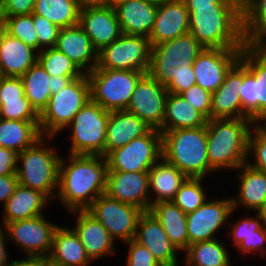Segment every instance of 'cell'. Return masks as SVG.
<instances>
[{
  "instance_id": "obj_1",
  "label": "cell",
  "mask_w": 266,
  "mask_h": 266,
  "mask_svg": "<svg viewBox=\"0 0 266 266\" xmlns=\"http://www.w3.org/2000/svg\"><path fill=\"white\" fill-rule=\"evenodd\" d=\"M68 164L61 157L56 198L63 201L69 211L86 210L97 197L105 194L106 158L70 154Z\"/></svg>"
},
{
  "instance_id": "obj_2",
  "label": "cell",
  "mask_w": 266,
  "mask_h": 266,
  "mask_svg": "<svg viewBox=\"0 0 266 266\" xmlns=\"http://www.w3.org/2000/svg\"><path fill=\"white\" fill-rule=\"evenodd\" d=\"M204 47L190 33L151 47L148 73L166 87L168 93L180 95L196 85L192 63Z\"/></svg>"
},
{
  "instance_id": "obj_3",
  "label": "cell",
  "mask_w": 266,
  "mask_h": 266,
  "mask_svg": "<svg viewBox=\"0 0 266 266\" xmlns=\"http://www.w3.org/2000/svg\"><path fill=\"white\" fill-rule=\"evenodd\" d=\"M189 32L204 48L243 49L242 3H212L186 7Z\"/></svg>"
},
{
  "instance_id": "obj_4",
  "label": "cell",
  "mask_w": 266,
  "mask_h": 266,
  "mask_svg": "<svg viewBox=\"0 0 266 266\" xmlns=\"http://www.w3.org/2000/svg\"><path fill=\"white\" fill-rule=\"evenodd\" d=\"M255 123L248 118L210 119L206 123L209 165L238 169L248 159L250 127Z\"/></svg>"
},
{
  "instance_id": "obj_5",
  "label": "cell",
  "mask_w": 266,
  "mask_h": 266,
  "mask_svg": "<svg viewBox=\"0 0 266 266\" xmlns=\"http://www.w3.org/2000/svg\"><path fill=\"white\" fill-rule=\"evenodd\" d=\"M162 133V157L187 177L204 178L215 170L209 165L206 126Z\"/></svg>"
},
{
  "instance_id": "obj_6",
  "label": "cell",
  "mask_w": 266,
  "mask_h": 266,
  "mask_svg": "<svg viewBox=\"0 0 266 266\" xmlns=\"http://www.w3.org/2000/svg\"><path fill=\"white\" fill-rule=\"evenodd\" d=\"M44 139L42 136L32 146L17 154L15 174L18 184L41 191L50 200L51 197H56L52 192L55 188L58 189L61 156L51 147H43ZM19 161L21 166H18Z\"/></svg>"
},
{
  "instance_id": "obj_7",
  "label": "cell",
  "mask_w": 266,
  "mask_h": 266,
  "mask_svg": "<svg viewBox=\"0 0 266 266\" xmlns=\"http://www.w3.org/2000/svg\"><path fill=\"white\" fill-rule=\"evenodd\" d=\"M239 61L243 64L239 92L242 118L259 122L266 117V55L254 44H247L241 50Z\"/></svg>"
},
{
  "instance_id": "obj_8",
  "label": "cell",
  "mask_w": 266,
  "mask_h": 266,
  "mask_svg": "<svg viewBox=\"0 0 266 266\" xmlns=\"http://www.w3.org/2000/svg\"><path fill=\"white\" fill-rule=\"evenodd\" d=\"M144 72L95 68L86 74L90 99L104 110H126L139 79Z\"/></svg>"
},
{
  "instance_id": "obj_9",
  "label": "cell",
  "mask_w": 266,
  "mask_h": 266,
  "mask_svg": "<svg viewBox=\"0 0 266 266\" xmlns=\"http://www.w3.org/2000/svg\"><path fill=\"white\" fill-rule=\"evenodd\" d=\"M88 100H90V85L87 75L84 74L51 95L47 106L39 114L41 135L47 134L52 138L67 127Z\"/></svg>"
},
{
  "instance_id": "obj_10",
  "label": "cell",
  "mask_w": 266,
  "mask_h": 266,
  "mask_svg": "<svg viewBox=\"0 0 266 266\" xmlns=\"http://www.w3.org/2000/svg\"><path fill=\"white\" fill-rule=\"evenodd\" d=\"M110 111L91 99L75 114L72 130V155H102L105 157L106 128Z\"/></svg>"
},
{
  "instance_id": "obj_11",
  "label": "cell",
  "mask_w": 266,
  "mask_h": 266,
  "mask_svg": "<svg viewBox=\"0 0 266 266\" xmlns=\"http://www.w3.org/2000/svg\"><path fill=\"white\" fill-rule=\"evenodd\" d=\"M105 158L107 171L148 172L162 158V133L152 128L147 134L111 151Z\"/></svg>"
},
{
  "instance_id": "obj_12",
  "label": "cell",
  "mask_w": 266,
  "mask_h": 266,
  "mask_svg": "<svg viewBox=\"0 0 266 266\" xmlns=\"http://www.w3.org/2000/svg\"><path fill=\"white\" fill-rule=\"evenodd\" d=\"M151 47L147 37L122 34L98 52L96 68L134 70L146 74L150 68Z\"/></svg>"
},
{
  "instance_id": "obj_13",
  "label": "cell",
  "mask_w": 266,
  "mask_h": 266,
  "mask_svg": "<svg viewBox=\"0 0 266 266\" xmlns=\"http://www.w3.org/2000/svg\"><path fill=\"white\" fill-rule=\"evenodd\" d=\"M109 232L110 236L127 242L134 240L137 223L143 210L135 205L112 199L106 194L97 197L86 209Z\"/></svg>"
},
{
  "instance_id": "obj_14",
  "label": "cell",
  "mask_w": 266,
  "mask_h": 266,
  "mask_svg": "<svg viewBox=\"0 0 266 266\" xmlns=\"http://www.w3.org/2000/svg\"><path fill=\"white\" fill-rule=\"evenodd\" d=\"M58 225L49 222L44 215L6 223L8 238L16 242L30 258L50 255L53 235Z\"/></svg>"
},
{
  "instance_id": "obj_15",
  "label": "cell",
  "mask_w": 266,
  "mask_h": 266,
  "mask_svg": "<svg viewBox=\"0 0 266 266\" xmlns=\"http://www.w3.org/2000/svg\"><path fill=\"white\" fill-rule=\"evenodd\" d=\"M167 95L166 87L146 73L139 79L126 110L162 132Z\"/></svg>"
},
{
  "instance_id": "obj_16",
  "label": "cell",
  "mask_w": 266,
  "mask_h": 266,
  "mask_svg": "<svg viewBox=\"0 0 266 266\" xmlns=\"http://www.w3.org/2000/svg\"><path fill=\"white\" fill-rule=\"evenodd\" d=\"M242 49L204 48L192 63L196 85L214 93L230 68L239 60Z\"/></svg>"
},
{
  "instance_id": "obj_17",
  "label": "cell",
  "mask_w": 266,
  "mask_h": 266,
  "mask_svg": "<svg viewBox=\"0 0 266 266\" xmlns=\"http://www.w3.org/2000/svg\"><path fill=\"white\" fill-rule=\"evenodd\" d=\"M105 194L144 212L151 207L148 172L107 171Z\"/></svg>"
},
{
  "instance_id": "obj_18",
  "label": "cell",
  "mask_w": 266,
  "mask_h": 266,
  "mask_svg": "<svg viewBox=\"0 0 266 266\" xmlns=\"http://www.w3.org/2000/svg\"><path fill=\"white\" fill-rule=\"evenodd\" d=\"M78 25L89 36L93 47L101 51L122 35L114 7H81Z\"/></svg>"
},
{
  "instance_id": "obj_19",
  "label": "cell",
  "mask_w": 266,
  "mask_h": 266,
  "mask_svg": "<svg viewBox=\"0 0 266 266\" xmlns=\"http://www.w3.org/2000/svg\"><path fill=\"white\" fill-rule=\"evenodd\" d=\"M234 211L232 199L208 201L195 211L186 214L189 245L199 241H208L214 238L230 214Z\"/></svg>"
},
{
  "instance_id": "obj_20",
  "label": "cell",
  "mask_w": 266,
  "mask_h": 266,
  "mask_svg": "<svg viewBox=\"0 0 266 266\" xmlns=\"http://www.w3.org/2000/svg\"><path fill=\"white\" fill-rule=\"evenodd\" d=\"M147 248L161 266H178L176 251L159 221L149 212H143L137 223L134 239Z\"/></svg>"
},
{
  "instance_id": "obj_21",
  "label": "cell",
  "mask_w": 266,
  "mask_h": 266,
  "mask_svg": "<svg viewBox=\"0 0 266 266\" xmlns=\"http://www.w3.org/2000/svg\"><path fill=\"white\" fill-rule=\"evenodd\" d=\"M189 32V12L183 0H163L158 9L152 32L151 46Z\"/></svg>"
},
{
  "instance_id": "obj_22",
  "label": "cell",
  "mask_w": 266,
  "mask_h": 266,
  "mask_svg": "<svg viewBox=\"0 0 266 266\" xmlns=\"http://www.w3.org/2000/svg\"><path fill=\"white\" fill-rule=\"evenodd\" d=\"M243 82V64L238 60L227 72L222 85L212 93L211 119L242 118L239 97Z\"/></svg>"
},
{
  "instance_id": "obj_23",
  "label": "cell",
  "mask_w": 266,
  "mask_h": 266,
  "mask_svg": "<svg viewBox=\"0 0 266 266\" xmlns=\"http://www.w3.org/2000/svg\"><path fill=\"white\" fill-rule=\"evenodd\" d=\"M122 34L149 38L158 3L150 0H127L114 6Z\"/></svg>"
},
{
  "instance_id": "obj_24",
  "label": "cell",
  "mask_w": 266,
  "mask_h": 266,
  "mask_svg": "<svg viewBox=\"0 0 266 266\" xmlns=\"http://www.w3.org/2000/svg\"><path fill=\"white\" fill-rule=\"evenodd\" d=\"M55 48L71 59L84 74L97 67L98 53L79 25L60 29Z\"/></svg>"
},
{
  "instance_id": "obj_25",
  "label": "cell",
  "mask_w": 266,
  "mask_h": 266,
  "mask_svg": "<svg viewBox=\"0 0 266 266\" xmlns=\"http://www.w3.org/2000/svg\"><path fill=\"white\" fill-rule=\"evenodd\" d=\"M152 127L127 110L110 111L106 128L105 157L131 140L147 134Z\"/></svg>"
},
{
  "instance_id": "obj_26",
  "label": "cell",
  "mask_w": 266,
  "mask_h": 266,
  "mask_svg": "<svg viewBox=\"0 0 266 266\" xmlns=\"http://www.w3.org/2000/svg\"><path fill=\"white\" fill-rule=\"evenodd\" d=\"M35 51L3 29L0 33V76L21 77L37 62Z\"/></svg>"
},
{
  "instance_id": "obj_27",
  "label": "cell",
  "mask_w": 266,
  "mask_h": 266,
  "mask_svg": "<svg viewBox=\"0 0 266 266\" xmlns=\"http://www.w3.org/2000/svg\"><path fill=\"white\" fill-rule=\"evenodd\" d=\"M78 212L76 226L73 229L82 243L88 257L92 260L106 254H114V239L106 228L86 210H74Z\"/></svg>"
},
{
  "instance_id": "obj_28",
  "label": "cell",
  "mask_w": 266,
  "mask_h": 266,
  "mask_svg": "<svg viewBox=\"0 0 266 266\" xmlns=\"http://www.w3.org/2000/svg\"><path fill=\"white\" fill-rule=\"evenodd\" d=\"M49 198L41 191L18 184L13 195L3 205V225L17 220L30 219L43 215L42 209ZM47 201V202H46Z\"/></svg>"
},
{
  "instance_id": "obj_29",
  "label": "cell",
  "mask_w": 266,
  "mask_h": 266,
  "mask_svg": "<svg viewBox=\"0 0 266 266\" xmlns=\"http://www.w3.org/2000/svg\"><path fill=\"white\" fill-rule=\"evenodd\" d=\"M148 171L149 191L156 193L151 205L160 202L173 201L181 185L188 178L176 166L168 163L163 157Z\"/></svg>"
},
{
  "instance_id": "obj_30",
  "label": "cell",
  "mask_w": 266,
  "mask_h": 266,
  "mask_svg": "<svg viewBox=\"0 0 266 266\" xmlns=\"http://www.w3.org/2000/svg\"><path fill=\"white\" fill-rule=\"evenodd\" d=\"M149 212L159 221L170 241L180 250L189 247L186 214L172 201L152 204Z\"/></svg>"
},
{
  "instance_id": "obj_31",
  "label": "cell",
  "mask_w": 266,
  "mask_h": 266,
  "mask_svg": "<svg viewBox=\"0 0 266 266\" xmlns=\"http://www.w3.org/2000/svg\"><path fill=\"white\" fill-rule=\"evenodd\" d=\"M239 168L240 193L238 199H232L233 209H237L238 205H244L247 209H256L259 211L266 203V172L256 170L247 163Z\"/></svg>"
},
{
  "instance_id": "obj_32",
  "label": "cell",
  "mask_w": 266,
  "mask_h": 266,
  "mask_svg": "<svg viewBox=\"0 0 266 266\" xmlns=\"http://www.w3.org/2000/svg\"><path fill=\"white\" fill-rule=\"evenodd\" d=\"M41 137L39 121L0 119V147L21 153Z\"/></svg>"
},
{
  "instance_id": "obj_33",
  "label": "cell",
  "mask_w": 266,
  "mask_h": 266,
  "mask_svg": "<svg viewBox=\"0 0 266 266\" xmlns=\"http://www.w3.org/2000/svg\"><path fill=\"white\" fill-rule=\"evenodd\" d=\"M207 119L189 104L181 95L168 93L162 132L181 128L206 126Z\"/></svg>"
},
{
  "instance_id": "obj_34",
  "label": "cell",
  "mask_w": 266,
  "mask_h": 266,
  "mask_svg": "<svg viewBox=\"0 0 266 266\" xmlns=\"http://www.w3.org/2000/svg\"><path fill=\"white\" fill-rule=\"evenodd\" d=\"M49 256L66 266H87L91 261L75 231L62 226L54 232Z\"/></svg>"
},
{
  "instance_id": "obj_35",
  "label": "cell",
  "mask_w": 266,
  "mask_h": 266,
  "mask_svg": "<svg viewBox=\"0 0 266 266\" xmlns=\"http://www.w3.org/2000/svg\"><path fill=\"white\" fill-rule=\"evenodd\" d=\"M24 92L31 106L40 114L51 97L52 76L37 61L22 76Z\"/></svg>"
},
{
  "instance_id": "obj_36",
  "label": "cell",
  "mask_w": 266,
  "mask_h": 266,
  "mask_svg": "<svg viewBox=\"0 0 266 266\" xmlns=\"http://www.w3.org/2000/svg\"><path fill=\"white\" fill-rule=\"evenodd\" d=\"M79 0H35L33 14L43 16L60 29L78 25Z\"/></svg>"
},
{
  "instance_id": "obj_37",
  "label": "cell",
  "mask_w": 266,
  "mask_h": 266,
  "mask_svg": "<svg viewBox=\"0 0 266 266\" xmlns=\"http://www.w3.org/2000/svg\"><path fill=\"white\" fill-rule=\"evenodd\" d=\"M261 223H263L261 215L257 212L256 218H245L233 224L231 235L241 252L249 254L259 250L263 256L266 250L263 248L266 242V226Z\"/></svg>"
},
{
  "instance_id": "obj_38",
  "label": "cell",
  "mask_w": 266,
  "mask_h": 266,
  "mask_svg": "<svg viewBox=\"0 0 266 266\" xmlns=\"http://www.w3.org/2000/svg\"><path fill=\"white\" fill-rule=\"evenodd\" d=\"M228 249L217 239L199 241L186 249L188 266H231Z\"/></svg>"
},
{
  "instance_id": "obj_39",
  "label": "cell",
  "mask_w": 266,
  "mask_h": 266,
  "mask_svg": "<svg viewBox=\"0 0 266 266\" xmlns=\"http://www.w3.org/2000/svg\"><path fill=\"white\" fill-rule=\"evenodd\" d=\"M242 28L246 44L262 37L266 32V0H242Z\"/></svg>"
},
{
  "instance_id": "obj_40",
  "label": "cell",
  "mask_w": 266,
  "mask_h": 266,
  "mask_svg": "<svg viewBox=\"0 0 266 266\" xmlns=\"http://www.w3.org/2000/svg\"><path fill=\"white\" fill-rule=\"evenodd\" d=\"M38 62L50 76H83L75 63L55 47L36 52Z\"/></svg>"
},
{
  "instance_id": "obj_41",
  "label": "cell",
  "mask_w": 266,
  "mask_h": 266,
  "mask_svg": "<svg viewBox=\"0 0 266 266\" xmlns=\"http://www.w3.org/2000/svg\"><path fill=\"white\" fill-rule=\"evenodd\" d=\"M203 178L188 177L177 191L172 201L185 214L191 213L203 205L206 200V193L202 188Z\"/></svg>"
},
{
  "instance_id": "obj_42",
  "label": "cell",
  "mask_w": 266,
  "mask_h": 266,
  "mask_svg": "<svg viewBox=\"0 0 266 266\" xmlns=\"http://www.w3.org/2000/svg\"><path fill=\"white\" fill-rule=\"evenodd\" d=\"M3 29L11 36L20 39L26 45L39 52L38 37L33 22V13L18 16H3Z\"/></svg>"
},
{
  "instance_id": "obj_43",
  "label": "cell",
  "mask_w": 266,
  "mask_h": 266,
  "mask_svg": "<svg viewBox=\"0 0 266 266\" xmlns=\"http://www.w3.org/2000/svg\"><path fill=\"white\" fill-rule=\"evenodd\" d=\"M253 126L254 133L250 132L248 140V154L252 151L255 163H246L256 170L266 172V128L259 125V122Z\"/></svg>"
},
{
  "instance_id": "obj_44",
  "label": "cell",
  "mask_w": 266,
  "mask_h": 266,
  "mask_svg": "<svg viewBox=\"0 0 266 266\" xmlns=\"http://www.w3.org/2000/svg\"><path fill=\"white\" fill-rule=\"evenodd\" d=\"M0 101L2 103L1 118L23 121H39V114L31 106L27 98Z\"/></svg>"
},
{
  "instance_id": "obj_45",
  "label": "cell",
  "mask_w": 266,
  "mask_h": 266,
  "mask_svg": "<svg viewBox=\"0 0 266 266\" xmlns=\"http://www.w3.org/2000/svg\"><path fill=\"white\" fill-rule=\"evenodd\" d=\"M33 22L38 37L39 52L41 49L53 48L60 32V28L43 16L33 14Z\"/></svg>"
},
{
  "instance_id": "obj_46",
  "label": "cell",
  "mask_w": 266,
  "mask_h": 266,
  "mask_svg": "<svg viewBox=\"0 0 266 266\" xmlns=\"http://www.w3.org/2000/svg\"><path fill=\"white\" fill-rule=\"evenodd\" d=\"M180 95L207 120L211 119L212 93L203 89L199 85H194L182 92Z\"/></svg>"
},
{
  "instance_id": "obj_47",
  "label": "cell",
  "mask_w": 266,
  "mask_h": 266,
  "mask_svg": "<svg viewBox=\"0 0 266 266\" xmlns=\"http://www.w3.org/2000/svg\"><path fill=\"white\" fill-rule=\"evenodd\" d=\"M125 243L130 245L127 266H161L149 250L135 240H130Z\"/></svg>"
},
{
  "instance_id": "obj_48",
  "label": "cell",
  "mask_w": 266,
  "mask_h": 266,
  "mask_svg": "<svg viewBox=\"0 0 266 266\" xmlns=\"http://www.w3.org/2000/svg\"><path fill=\"white\" fill-rule=\"evenodd\" d=\"M26 98L21 77L0 76V100Z\"/></svg>"
},
{
  "instance_id": "obj_49",
  "label": "cell",
  "mask_w": 266,
  "mask_h": 266,
  "mask_svg": "<svg viewBox=\"0 0 266 266\" xmlns=\"http://www.w3.org/2000/svg\"><path fill=\"white\" fill-rule=\"evenodd\" d=\"M35 0H0L3 16H18L32 14Z\"/></svg>"
},
{
  "instance_id": "obj_50",
  "label": "cell",
  "mask_w": 266,
  "mask_h": 266,
  "mask_svg": "<svg viewBox=\"0 0 266 266\" xmlns=\"http://www.w3.org/2000/svg\"><path fill=\"white\" fill-rule=\"evenodd\" d=\"M17 154L11 149L0 147V176L15 174L17 166Z\"/></svg>"
},
{
  "instance_id": "obj_51",
  "label": "cell",
  "mask_w": 266,
  "mask_h": 266,
  "mask_svg": "<svg viewBox=\"0 0 266 266\" xmlns=\"http://www.w3.org/2000/svg\"><path fill=\"white\" fill-rule=\"evenodd\" d=\"M18 179L16 174H7L0 176V201L5 204L13 195Z\"/></svg>"
},
{
  "instance_id": "obj_52",
  "label": "cell",
  "mask_w": 266,
  "mask_h": 266,
  "mask_svg": "<svg viewBox=\"0 0 266 266\" xmlns=\"http://www.w3.org/2000/svg\"><path fill=\"white\" fill-rule=\"evenodd\" d=\"M81 76H52L51 94H55L66 87L71 81Z\"/></svg>"
},
{
  "instance_id": "obj_53",
  "label": "cell",
  "mask_w": 266,
  "mask_h": 266,
  "mask_svg": "<svg viewBox=\"0 0 266 266\" xmlns=\"http://www.w3.org/2000/svg\"><path fill=\"white\" fill-rule=\"evenodd\" d=\"M186 7L212 6V3H242V0H183Z\"/></svg>"
},
{
  "instance_id": "obj_54",
  "label": "cell",
  "mask_w": 266,
  "mask_h": 266,
  "mask_svg": "<svg viewBox=\"0 0 266 266\" xmlns=\"http://www.w3.org/2000/svg\"><path fill=\"white\" fill-rule=\"evenodd\" d=\"M2 227H0V266H6L9 261L8 260V254L5 247V235H3Z\"/></svg>"
},
{
  "instance_id": "obj_55",
  "label": "cell",
  "mask_w": 266,
  "mask_h": 266,
  "mask_svg": "<svg viewBox=\"0 0 266 266\" xmlns=\"http://www.w3.org/2000/svg\"><path fill=\"white\" fill-rule=\"evenodd\" d=\"M6 266H40V257L38 258H30L26 257V259L20 261H12L8 263Z\"/></svg>"
},
{
  "instance_id": "obj_56",
  "label": "cell",
  "mask_w": 266,
  "mask_h": 266,
  "mask_svg": "<svg viewBox=\"0 0 266 266\" xmlns=\"http://www.w3.org/2000/svg\"><path fill=\"white\" fill-rule=\"evenodd\" d=\"M40 266H66L49 255L40 257Z\"/></svg>"
},
{
  "instance_id": "obj_57",
  "label": "cell",
  "mask_w": 266,
  "mask_h": 266,
  "mask_svg": "<svg viewBox=\"0 0 266 266\" xmlns=\"http://www.w3.org/2000/svg\"><path fill=\"white\" fill-rule=\"evenodd\" d=\"M81 7L108 6V0H79Z\"/></svg>"
},
{
  "instance_id": "obj_58",
  "label": "cell",
  "mask_w": 266,
  "mask_h": 266,
  "mask_svg": "<svg viewBox=\"0 0 266 266\" xmlns=\"http://www.w3.org/2000/svg\"><path fill=\"white\" fill-rule=\"evenodd\" d=\"M265 38H266V32L256 43H254V46L257 47L263 54L266 55V44L264 40Z\"/></svg>"
},
{
  "instance_id": "obj_59",
  "label": "cell",
  "mask_w": 266,
  "mask_h": 266,
  "mask_svg": "<svg viewBox=\"0 0 266 266\" xmlns=\"http://www.w3.org/2000/svg\"><path fill=\"white\" fill-rule=\"evenodd\" d=\"M258 213L261 215L263 225L266 226V203L265 205L258 211Z\"/></svg>"
},
{
  "instance_id": "obj_60",
  "label": "cell",
  "mask_w": 266,
  "mask_h": 266,
  "mask_svg": "<svg viewBox=\"0 0 266 266\" xmlns=\"http://www.w3.org/2000/svg\"><path fill=\"white\" fill-rule=\"evenodd\" d=\"M127 0H108V6L114 7L116 6L118 3L124 2Z\"/></svg>"
},
{
  "instance_id": "obj_61",
  "label": "cell",
  "mask_w": 266,
  "mask_h": 266,
  "mask_svg": "<svg viewBox=\"0 0 266 266\" xmlns=\"http://www.w3.org/2000/svg\"><path fill=\"white\" fill-rule=\"evenodd\" d=\"M3 25H4V19H3V15L0 9V33L3 30Z\"/></svg>"
},
{
  "instance_id": "obj_62",
  "label": "cell",
  "mask_w": 266,
  "mask_h": 266,
  "mask_svg": "<svg viewBox=\"0 0 266 266\" xmlns=\"http://www.w3.org/2000/svg\"><path fill=\"white\" fill-rule=\"evenodd\" d=\"M150 1L160 3V2H162L163 0H150Z\"/></svg>"
},
{
  "instance_id": "obj_63",
  "label": "cell",
  "mask_w": 266,
  "mask_h": 266,
  "mask_svg": "<svg viewBox=\"0 0 266 266\" xmlns=\"http://www.w3.org/2000/svg\"><path fill=\"white\" fill-rule=\"evenodd\" d=\"M1 110H2V103L0 101V119H1Z\"/></svg>"
},
{
  "instance_id": "obj_64",
  "label": "cell",
  "mask_w": 266,
  "mask_h": 266,
  "mask_svg": "<svg viewBox=\"0 0 266 266\" xmlns=\"http://www.w3.org/2000/svg\"><path fill=\"white\" fill-rule=\"evenodd\" d=\"M262 120H263V121H261L262 123L266 122V117L264 119H262ZM263 126L266 128V123Z\"/></svg>"
}]
</instances>
